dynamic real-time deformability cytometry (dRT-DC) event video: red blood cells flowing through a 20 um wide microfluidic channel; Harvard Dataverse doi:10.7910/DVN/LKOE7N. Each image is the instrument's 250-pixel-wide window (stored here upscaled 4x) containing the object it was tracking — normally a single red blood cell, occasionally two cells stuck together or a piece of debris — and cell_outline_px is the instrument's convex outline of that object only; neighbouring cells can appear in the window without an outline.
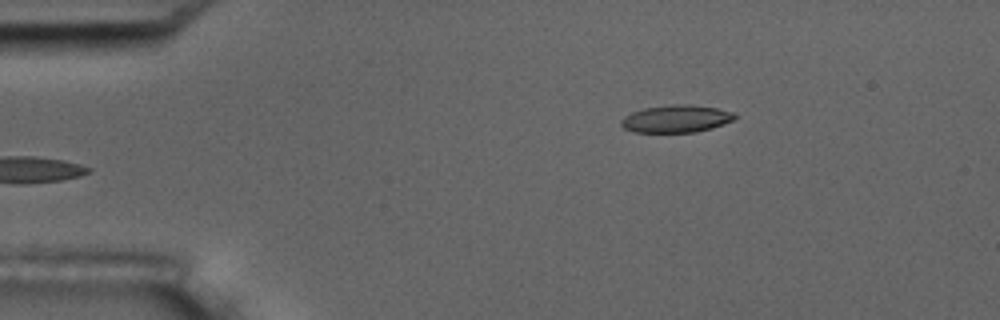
{"species": "common noctule bat (a hibernating species)", "species_latin": "Nyctalus noctula", "temperature_condition": "room temperature", "stored_images_in_passage": 4, "camera_frame_rate_fps": 3000, "um_per_image_px": 0.085, "animal": {"sex": "male", "body_mass_g": 17.5, "forearm_length_mm": 52.3}, "frame": {"image": 1, "passage_image": 4, "time_ms": 3.667, "image_size_px": [1000, 320], "cell_outline_px": [[736, 116], [732, 120], [712, 128], [696, 132], [632, 132], [624, 128], [620, 124], [620, 120], [624, 116], [632, 112], [644, 108], [672, 104], [688, 104], [716, 108], [736, 112]], "centroid_in_image_um": [57.45, 10.09], "position_along_channel_um": 27.5, "area_um2": 18.21}}